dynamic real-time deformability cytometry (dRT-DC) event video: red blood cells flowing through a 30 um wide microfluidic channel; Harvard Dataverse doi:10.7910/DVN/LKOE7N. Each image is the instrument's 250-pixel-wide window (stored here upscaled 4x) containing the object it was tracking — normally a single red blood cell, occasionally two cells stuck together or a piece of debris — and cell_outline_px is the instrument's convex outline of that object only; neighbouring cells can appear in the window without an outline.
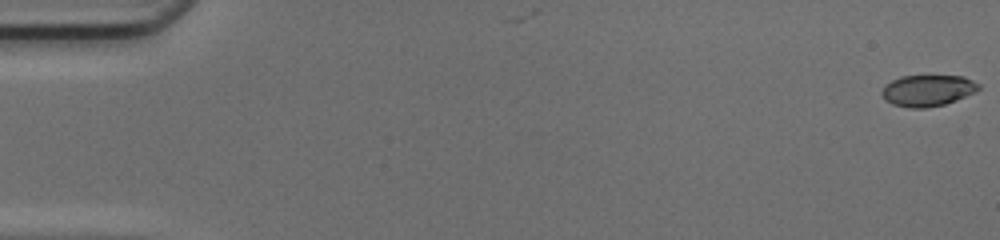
{"species": "common noctule bat (a hibernating species)", "species_latin": "Nyctalus noctula", "temperature_condition": "cold", "stored_images_in_passage": 6, "camera_frame_rate_fps": 3000, "um_per_image_px": 0.085, "animal": {"sex": "female", "body_mass_g": 17.0, "forearm_length_mm": 48.0}, "frame": {"image": 1, "passage_image": 1, "time_ms": 0.0, "image_size_px": [1000, 240], "cell_outline_px": [[980, 88], [956, 100], [944, 104], [924, 108], [908, 108], [892, 104], [880, 92], [884, 84], [900, 76], [964, 76], [980, 84]], "centroid_in_image_um": [78.82, 7.68], "position_along_channel_um": 6.2, "area_um2": 17.51}}